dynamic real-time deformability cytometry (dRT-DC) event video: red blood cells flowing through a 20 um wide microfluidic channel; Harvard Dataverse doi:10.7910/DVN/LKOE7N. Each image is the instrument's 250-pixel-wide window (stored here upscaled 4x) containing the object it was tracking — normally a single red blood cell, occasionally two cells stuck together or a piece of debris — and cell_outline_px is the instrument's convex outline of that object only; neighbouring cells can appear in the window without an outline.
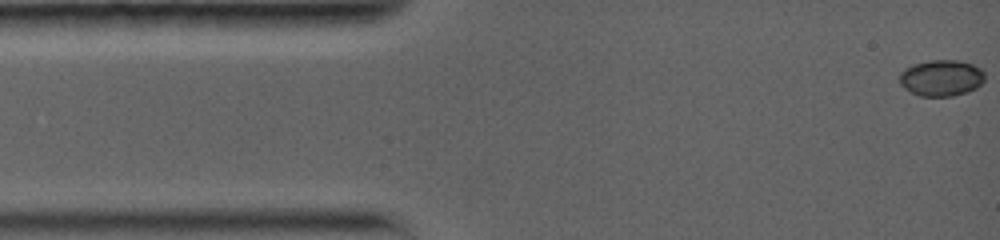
{"species": "common noctule bat (a hibernating species)", "species_latin": "Nyctalus noctula", "temperature_condition": "warm", "stored_images_in_passage": 86, "camera_frame_rate_fps": 5000, "um_per_image_px": 0.085, "animal": {"sex": "female", "body_mass_g": 19.0, "forearm_length_mm": 56.7}, "frame": {"image": 1, "passage_image": 1, "time_ms": 0.0, "image_size_px": [1000, 240], "cell_outline_px": [[984, 80], [976, 88], [952, 96], [920, 96], [904, 88], [900, 84], [900, 72], [904, 68], [912, 64], [932, 60], [956, 60], [972, 64], [980, 68], [984, 72]], "centroid_in_image_um": [79.99, 6.62], "position_along_channel_um": 5.0, "area_um2": 17.92}}
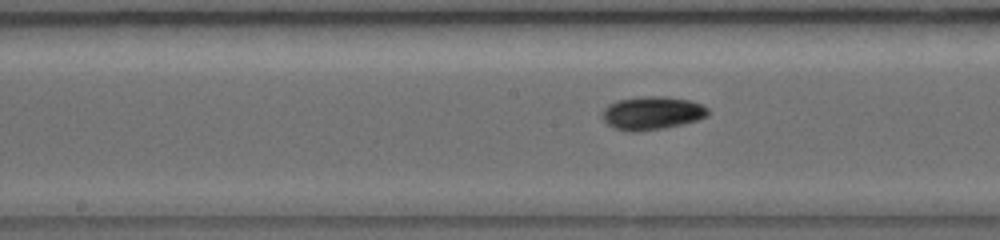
{"frame": {"image": 2, "passage_image": 36, "time_ms": 7.0, "image_size_px": [1000, 240], "cell_outline_px": [[708, 116], [684, 124], [664, 128], [636, 132], [632, 132], [612, 128], [600, 116], [600, 112], [608, 104], [616, 100], [644, 96], [664, 96], [692, 100], [708, 108]], "centroid_in_image_um": [55.39, 9.61], "position_along_channel_um": 192.8, "area_um2": 20.81}}
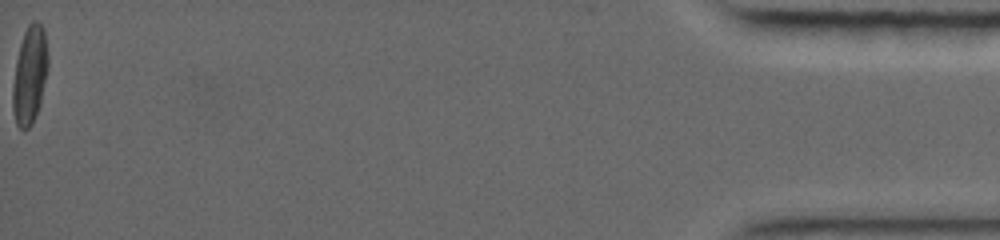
{"frame": {"image": 3, "passage_image": 86, "time_ms": 17.0, "image_size_px": [1000, 240], "cell_outline_px": [[48, 64], [40, 104], [32, 124], [24, 132], [16, 124], [12, 108], [12, 88], [16, 60], [20, 44], [24, 32], [28, 24], [32, 20], [36, 20], [44, 28], [48, 52]], "centroid_in_image_um": [2.52, 6.37], "position_along_channel_um": 432.7, "area_um2": 20.29}, "authors_computed_cell_mechanics": {"area_um2": 18.7272, "velocity_mm_per_s": 3.8536, "shape_relaxation_time_tau1_ms": 3.3799, "shape_relaxation_time_tau2_ms": 8.1723, "deformation_change_tau1": 0.1494, "deformation_change_tau2": 0.0923}}